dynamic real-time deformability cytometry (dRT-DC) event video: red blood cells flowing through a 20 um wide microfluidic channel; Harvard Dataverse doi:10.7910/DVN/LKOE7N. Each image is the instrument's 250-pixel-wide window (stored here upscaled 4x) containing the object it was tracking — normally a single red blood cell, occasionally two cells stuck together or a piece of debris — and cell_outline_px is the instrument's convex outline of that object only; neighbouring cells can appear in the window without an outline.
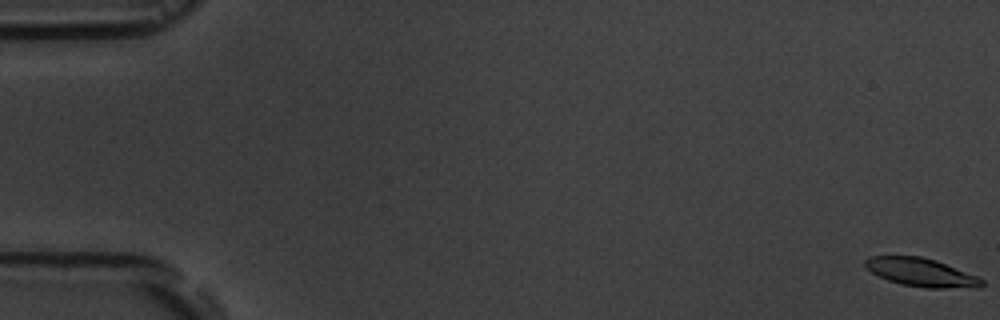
{"species": "common noctule bat (a hibernating species)", "species_latin": "Nyctalus noctula", "temperature_condition": "room temperature", "stored_images_in_passage": 6, "camera_frame_rate_fps": 3000, "um_per_image_px": 0.085, "animal": {"sex": "male", "body_mass_g": 19.5, "forearm_length_mm": 54.6}, "frame": {"image": 1, "passage_image": 1, "time_ms": 0.0, "image_size_px": [1000, 320], "cell_outline_px": [[984, 284], [980, 288], [928, 288], [900, 284], [888, 280], [872, 272], [864, 264], [864, 260], [868, 256], [920, 256], [936, 260], [976, 276], [984, 280]], "centroid_in_image_um": [78.32, 23.16], "position_along_channel_um": 6.7, "area_um2": 19.19}}
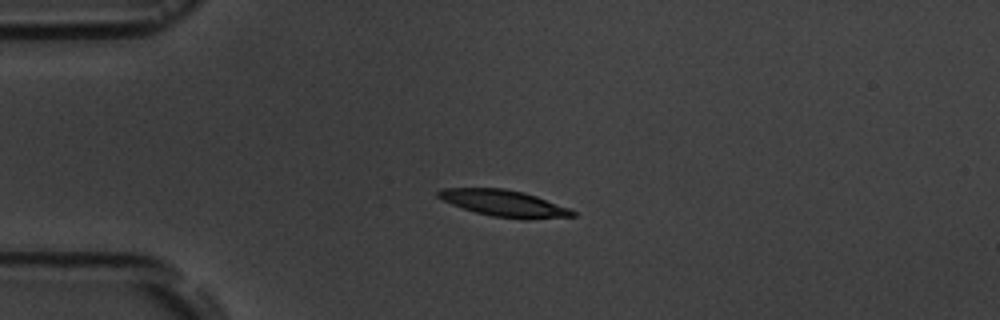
{"frame": {"image": 2, "passage_image": 5, "time_ms": 4.667, "image_size_px": [1000, 320], "cell_outline_px": [[576, 216], [528, 220], [520, 220], [492, 216], [476, 212], [452, 204], [436, 196], [436, 192], [444, 188], [504, 188], [524, 192], [536, 196], [568, 208], [576, 212]], "centroid_in_image_um": [42.87, 17.29], "position_along_channel_um": 42.1, "area_um2": 20.75}}